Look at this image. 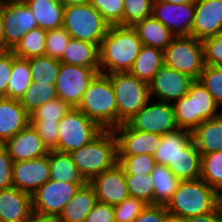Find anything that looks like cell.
I'll use <instances>...</instances> for the list:
<instances>
[{
  "label": "cell",
  "instance_id": "obj_30",
  "mask_svg": "<svg viewBox=\"0 0 222 222\" xmlns=\"http://www.w3.org/2000/svg\"><path fill=\"white\" fill-rule=\"evenodd\" d=\"M48 159L50 164V179L64 183H79L81 186L87 183L78 171L69 153L49 150Z\"/></svg>",
  "mask_w": 222,
  "mask_h": 222
},
{
  "label": "cell",
  "instance_id": "obj_10",
  "mask_svg": "<svg viewBox=\"0 0 222 222\" xmlns=\"http://www.w3.org/2000/svg\"><path fill=\"white\" fill-rule=\"evenodd\" d=\"M80 187L79 183L48 180L31 195L33 214L57 219Z\"/></svg>",
  "mask_w": 222,
  "mask_h": 222
},
{
  "label": "cell",
  "instance_id": "obj_8",
  "mask_svg": "<svg viewBox=\"0 0 222 222\" xmlns=\"http://www.w3.org/2000/svg\"><path fill=\"white\" fill-rule=\"evenodd\" d=\"M164 65L198 80L205 66L203 42L193 36H175L164 50Z\"/></svg>",
  "mask_w": 222,
  "mask_h": 222
},
{
  "label": "cell",
  "instance_id": "obj_36",
  "mask_svg": "<svg viewBox=\"0 0 222 222\" xmlns=\"http://www.w3.org/2000/svg\"><path fill=\"white\" fill-rule=\"evenodd\" d=\"M32 82L55 84L61 62L58 59L43 55L28 59Z\"/></svg>",
  "mask_w": 222,
  "mask_h": 222
},
{
  "label": "cell",
  "instance_id": "obj_49",
  "mask_svg": "<svg viewBox=\"0 0 222 222\" xmlns=\"http://www.w3.org/2000/svg\"><path fill=\"white\" fill-rule=\"evenodd\" d=\"M13 64L12 51H0V97H7V85Z\"/></svg>",
  "mask_w": 222,
  "mask_h": 222
},
{
  "label": "cell",
  "instance_id": "obj_45",
  "mask_svg": "<svg viewBox=\"0 0 222 222\" xmlns=\"http://www.w3.org/2000/svg\"><path fill=\"white\" fill-rule=\"evenodd\" d=\"M148 204L143 200L129 196L114 206L115 222H133Z\"/></svg>",
  "mask_w": 222,
  "mask_h": 222
},
{
  "label": "cell",
  "instance_id": "obj_32",
  "mask_svg": "<svg viewBox=\"0 0 222 222\" xmlns=\"http://www.w3.org/2000/svg\"><path fill=\"white\" fill-rule=\"evenodd\" d=\"M32 83L31 68L26 58L13 53V64L10 80L7 85V98L20 100Z\"/></svg>",
  "mask_w": 222,
  "mask_h": 222
},
{
  "label": "cell",
  "instance_id": "obj_4",
  "mask_svg": "<svg viewBox=\"0 0 222 222\" xmlns=\"http://www.w3.org/2000/svg\"><path fill=\"white\" fill-rule=\"evenodd\" d=\"M76 108L103 130H113L117 127L116 96L110 77L98 73L83 93Z\"/></svg>",
  "mask_w": 222,
  "mask_h": 222
},
{
  "label": "cell",
  "instance_id": "obj_52",
  "mask_svg": "<svg viewBox=\"0 0 222 222\" xmlns=\"http://www.w3.org/2000/svg\"><path fill=\"white\" fill-rule=\"evenodd\" d=\"M189 222H222V211L220 207L207 214L189 218Z\"/></svg>",
  "mask_w": 222,
  "mask_h": 222
},
{
  "label": "cell",
  "instance_id": "obj_35",
  "mask_svg": "<svg viewBox=\"0 0 222 222\" xmlns=\"http://www.w3.org/2000/svg\"><path fill=\"white\" fill-rule=\"evenodd\" d=\"M55 98H57L55 84L32 82L19 102L30 115L40 104L48 103Z\"/></svg>",
  "mask_w": 222,
  "mask_h": 222
},
{
  "label": "cell",
  "instance_id": "obj_27",
  "mask_svg": "<svg viewBox=\"0 0 222 222\" xmlns=\"http://www.w3.org/2000/svg\"><path fill=\"white\" fill-rule=\"evenodd\" d=\"M35 16L38 27L51 30L63 27L64 6L59 0H26Z\"/></svg>",
  "mask_w": 222,
  "mask_h": 222
},
{
  "label": "cell",
  "instance_id": "obj_22",
  "mask_svg": "<svg viewBox=\"0 0 222 222\" xmlns=\"http://www.w3.org/2000/svg\"><path fill=\"white\" fill-rule=\"evenodd\" d=\"M29 124L30 115L19 100L0 97V144H4Z\"/></svg>",
  "mask_w": 222,
  "mask_h": 222
},
{
  "label": "cell",
  "instance_id": "obj_28",
  "mask_svg": "<svg viewBox=\"0 0 222 222\" xmlns=\"http://www.w3.org/2000/svg\"><path fill=\"white\" fill-rule=\"evenodd\" d=\"M59 61L83 67H99V46L71 38Z\"/></svg>",
  "mask_w": 222,
  "mask_h": 222
},
{
  "label": "cell",
  "instance_id": "obj_5",
  "mask_svg": "<svg viewBox=\"0 0 222 222\" xmlns=\"http://www.w3.org/2000/svg\"><path fill=\"white\" fill-rule=\"evenodd\" d=\"M175 121L179 129L192 132L204 120L216 118L222 114L212 95L195 80L186 95L172 102Z\"/></svg>",
  "mask_w": 222,
  "mask_h": 222
},
{
  "label": "cell",
  "instance_id": "obj_19",
  "mask_svg": "<svg viewBox=\"0 0 222 222\" xmlns=\"http://www.w3.org/2000/svg\"><path fill=\"white\" fill-rule=\"evenodd\" d=\"M222 32V0H195L191 36L205 40Z\"/></svg>",
  "mask_w": 222,
  "mask_h": 222
},
{
  "label": "cell",
  "instance_id": "obj_50",
  "mask_svg": "<svg viewBox=\"0 0 222 222\" xmlns=\"http://www.w3.org/2000/svg\"><path fill=\"white\" fill-rule=\"evenodd\" d=\"M167 217L165 205L148 204L133 222H166Z\"/></svg>",
  "mask_w": 222,
  "mask_h": 222
},
{
  "label": "cell",
  "instance_id": "obj_54",
  "mask_svg": "<svg viewBox=\"0 0 222 222\" xmlns=\"http://www.w3.org/2000/svg\"><path fill=\"white\" fill-rule=\"evenodd\" d=\"M26 222H57L55 218L43 217L33 214Z\"/></svg>",
  "mask_w": 222,
  "mask_h": 222
},
{
  "label": "cell",
  "instance_id": "obj_26",
  "mask_svg": "<svg viewBox=\"0 0 222 222\" xmlns=\"http://www.w3.org/2000/svg\"><path fill=\"white\" fill-rule=\"evenodd\" d=\"M132 28L144 46L165 50L174 34L152 15L135 23Z\"/></svg>",
  "mask_w": 222,
  "mask_h": 222
},
{
  "label": "cell",
  "instance_id": "obj_47",
  "mask_svg": "<svg viewBox=\"0 0 222 222\" xmlns=\"http://www.w3.org/2000/svg\"><path fill=\"white\" fill-rule=\"evenodd\" d=\"M49 150L58 151L59 122H30Z\"/></svg>",
  "mask_w": 222,
  "mask_h": 222
},
{
  "label": "cell",
  "instance_id": "obj_48",
  "mask_svg": "<svg viewBox=\"0 0 222 222\" xmlns=\"http://www.w3.org/2000/svg\"><path fill=\"white\" fill-rule=\"evenodd\" d=\"M13 160L3 144H0V190L13 187Z\"/></svg>",
  "mask_w": 222,
  "mask_h": 222
},
{
  "label": "cell",
  "instance_id": "obj_18",
  "mask_svg": "<svg viewBox=\"0 0 222 222\" xmlns=\"http://www.w3.org/2000/svg\"><path fill=\"white\" fill-rule=\"evenodd\" d=\"M89 184L100 203L115 206L130 196L124 170L118 164L94 177Z\"/></svg>",
  "mask_w": 222,
  "mask_h": 222
},
{
  "label": "cell",
  "instance_id": "obj_17",
  "mask_svg": "<svg viewBox=\"0 0 222 222\" xmlns=\"http://www.w3.org/2000/svg\"><path fill=\"white\" fill-rule=\"evenodd\" d=\"M13 187L32 195L50 180L48 155L27 161L13 162Z\"/></svg>",
  "mask_w": 222,
  "mask_h": 222
},
{
  "label": "cell",
  "instance_id": "obj_1",
  "mask_svg": "<svg viewBox=\"0 0 222 222\" xmlns=\"http://www.w3.org/2000/svg\"><path fill=\"white\" fill-rule=\"evenodd\" d=\"M142 46L131 26H109L99 46V73L129 72Z\"/></svg>",
  "mask_w": 222,
  "mask_h": 222
},
{
  "label": "cell",
  "instance_id": "obj_6",
  "mask_svg": "<svg viewBox=\"0 0 222 222\" xmlns=\"http://www.w3.org/2000/svg\"><path fill=\"white\" fill-rule=\"evenodd\" d=\"M113 85L117 104V127L129 121L150 100L149 84L129 72L107 74Z\"/></svg>",
  "mask_w": 222,
  "mask_h": 222
},
{
  "label": "cell",
  "instance_id": "obj_40",
  "mask_svg": "<svg viewBox=\"0 0 222 222\" xmlns=\"http://www.w3.org/2000/svg\"><path fill=\"white\" fill-rule=\"evenodd\" d=\"M129 195L143 200L147 204H154V185L151 174L125 175Z\"/></svg>",
  "mask_w": 222,
  "mask_h": 222
},
{
  "label": "cell",
  "instance_id": "obj_38",
  "mask_svg": "<svg viewBox=\"0 0 222 222\" xmlns=\"http://www.w3.org/2000/svg\"><path fill=\"white\" fill-rule=\"evenodd\" d=\"M71 107L60 98L40 106L30 114V122H59Z\"/></svg>",
  "mask_w": 222,
  "mask_h": 222
},
{
  "label": "cell",
  "instance_id": "obj_59",
  "mask_svg": "<svg viewBox=\"0 0 222 222\" xmlns=\"http://www.w3.org/2000/svg\"><path fill=\"white\" fill-rule=\"evenodd\" d=\"M4 1V0H0ZM26 0H5V2H25Z\"/></svg>",
  "mask_w": 222,
  "mask_h": 222
},
{
  "label": "cell",
  "instance_id": "obj_24",
  "mask_svg": "<svg viewBox=\"0 0 222 222\" xmlns=\"http://www.w3.org/2000/svg\"><path fill=\"white\" fill-rule=\"evenodd\" d=\"M191 133L192 140L201 155L222 151V114L204 120Z\"/></svg>",
  "mask_w": 222,
  "mask_h": 222
},
{
  "label": "cell",
  "instance_id": "obj_51",
  "mask_svg": "<svg viewBox=\"0 0 222 222\" xmlns=\"http://www.w3.org/2000/svg\"><path fill=\"white\" fill-rule=\"evenodd\" d=\"M84 222H115L114 206L97 202Z\"/></svg>",
  "mask_w": 222,
  "mask_h": 222
},
{
  "label": "cell",
  "instance_id": "obj_33",
  "mask_svg": "<svg viewBox=\"0 0 222 222\" xmlns=\"http://www.w3.org/2000/svg\"><path fill=\"white\" fill-rule=\"evenodd\" d=\"M154 185V204L166 205L176 191L179 180L165 165L156 164L151 172Z\"/></svg>",
  "mask_w": 222,
  "mask_h": 222
},
{
  "label": "cell",
  "instance_id": "obj_29",
  "mask_svg": "<svg viewBox=\"0 0 222 222\" xmlns=\"http://www.w3.org/2000/svg\"><path fill=\"white\" fill-rule=\"evenodd\" d=\"M164 65V51L149 46H142L129 73L138 79L150 83L157 70Z\"/></svg>",
  "mask_w": 222,
  "mask_h": 222
},
{
  "label": "cell",
  "instance_id": "obj_58",
  "mask_svg": "<svg viewBox=\"0 0 222 222\" xmlns=\"http://www.w3.org/2000/svg\"><path fill=\"white\" fill-rule=\"evenodd\" d=\"M219 207L222 211V191L219 193Z\"/></svg>",
  "mask_w": 222,
  "mask_h": 222
},
{
  "label": "cell",
  "instance_id": "obj_14",
  "mask_svg": "<svg viewBox=\"0 0 222 222\" xmlns=\"http://www.w3.org/2000/svg\"><path fill=\"white\" fill-rule=\"evenodd\" d=\"M152 16L165 25L174 36H191L195 16V1L172 4L153 0Z\"/></svg>",
  "mask_w": 222,
  "mask_h": 222
},
{
  "label": "cell",
  "instance_id": "obj_43",
  "mask_svg": "<svg viewBox=\"0 0 222 222\" xmlns=\"http://www.w3.org/2000/svg\"><path fill=\"white\" fill-rule=\"evenodd\" d=\"M153 0H124L123 26L135 23L152 15Z\"/></svg>",
  "mask_w": 222,
  "mask_h": 222
},
{
  "label": "cell",
  "instance_id": "obj_7",
  "mask_svg": "<svg viewBox=\"0 0 222 222\" xmlns=\"http://www.w3.org/2000/svg\"><path fill=\"white\" fill-rule=\"evenodd\" d=\"M63 28L73 39L87 41L100 46L109 25L88 2L65 6Z\"/></svg>",
  "mask_w": 222,
  "mask_h": 222
},
{
  "label": "cell",
  "instance_id": "obj_42",
  "mask_svg": "<svg viewBox=\"0 0 222 222\" xmlns=\"http://www.w3.org/2000/svg\"><path fill=\"white\" fill-rule=\"evenodd\" d=\"M198 80L212 95L216 104L222 105V66L205 65Z\"/></svg>",
  "mask_w": 222,
  "mask_h": 222
},
{
  "label": "cell",
  "instance_id": "obj_34",
  "mask_svg": "<svg viewBox=\"0 0 222 222\" xmlns=\"http://www.w3.org/2000/svg\"><path fill=\"white\" fill-rule=\"evenodd\" d=\"M46 33L42 28L30 30L12 50L15 56L30 59L45 55Z\"/></svg>",
  "mask_w": 222,
  "mask_h": 222
},
{
  "label": "cell",
  "instance_id": "obj_11",
  "mask_svg": "<svg viewBox=\"0 0 222 222\" xmlns=\"http://www.w3.org/2000/svg\"><path fill=\"white\" fill-rule=\"evenodd\" d=\"M98 73L99 67H83L61 62L55 81L57 97L71 108H76L83 93Z\"/></svg>",
  "mask_w": 222,
  "mask_h": 222
},
{
  "label": "cell",
  "instance_id": "obj_46",
  "mask_svg": "<svg viewBox=\"0 0 222 222\" xmlns=\"http://www.w3.org/2000/svg\"><path fill=\"white\" fill-rule=\"evenodd\" d=\"M202 42L205 65L222 66V32Z\"/></svg>",
  "mask_w": 222,
  "mask_h": 222
},
{
  "label": "cell",
  "instance_id": "obj_3",
  "mask_svg": "<svg viewBox=\"0 0 222 222\" xmlns=\"http://www.w3.org/2000/svg\"><path fill=\"white\" fill-rule=\"evenodd\" d=\"M165 207L168 213L185 218L207 214L219 207V193L200 178L179 181Z\"/></svg>",
  "mask_w": 222,
  "mask_h": 222
},
{
  "label": "cell",
  "instance_id": "obj_12",
  "mask_svg": "<svg viewBox=\"0 0 222 222\" xmlns=\"http://www.w3.org/2000/svg\"><path fill=\"white\" fill-rule=\"evenodd\" d=\"M132 129L142 132L164 135L178 129L174 108L170 102H161L146 105L126 122Z\"/></svg>",
  "mask_w": 222,
  "mask_h": 222
},
{
  "label": "cell",
  "instance_id": "obj_31",
  "mask_svg": "<svg viewBox=\"0 0 222 222\" xmlns=\"http://www.w3.org/2000/svg\"><path fill=\"white\" fill-rule=\"evenodd\" d=\"M179 181L200 178L201 154L193 140L182 150L170 169Z\"/></svg>",
  "mask_w": 222,
  "mask_h": 222
},
{
  "label": "cell",
  "instance_id": "obj_23",
  "mask_svg": "<svg viewBox=\"0 0 222 222\" xmlns=\"http://www.w3.org/2000/svg\"><path fill=\"white\" fill-rule=\"evenodd\" d=\"M96 203L95 191L89 183H86L64 206L56 220L57 222H84Z\"/></svg>",
  "mask_w": 222,
  "mask_h": 222
},
{
  "label": "cell",
  "instance_id": "obj_13",
  "mask_svg": "<svg viewBox=\"0 0 222 222\" xmlns=\"http://www.w3.org/2000/svg\"><path fill=\"white\" fill-rule=\"evenodd\" d=\"M6 51H12L30 30L38 28L31 9L25 2L1 1Z\"/></svg>",
  "mask_w": 222,
  "mask_h": 222
},
{
  "label": "cell",
  "instance_id": "obj_57",
  "mask_svg": "<svg viewBox=\"0 0 222 222\" xmlns=\"http://www.w3.org/2000/svg\"><path fill=\"white\" fill-rule=\"evenodd\" d=\"M172 4H185V3H191L195 0H161Z\"/></svg>",
  "mask_w": 222,
  "mask_h": 222
},
{
  "label": "cell",
  "instance_id": "obj_25",
  "mask_svg": "<svg viewBox=\"0 0 222 222\" xmlns=\"http://www.w3.org/2000/svg\"><path fill=\"white\" fill-rule=\"evenodd\" d=\"M191 141L192 133L179 128L162 135L160 145L154 154L156 164L171 169L176 158Z\"/></svg>",
  "mask_w": 222,
  "mask_h": 222
},
{
  "label": "cell",
  "instance_id": "obj_15",
  "mask_svg": "<svg viewBox=\"0 0 222 222\" xmlns=\"http://www.w3.org/2000/svg\"><path fill=\"white\" fill-rule=\"evenodd\" d=\"M194 81L189 75L163 65L149 83L150 99L155 94L161 102H174L188 93Z\"/></svg>",
  "mask_w": 222,
  "mask_h": 222
},
{
  "label": "cell",
  "instance_id": "obj_21",
  "mask_svg": "<svg viewBox=\"0 0 222 222\" xmlns=\"http://www.w3.org/2000/svg\"><path fill=\"white\" fill-rule=\"evenodd\" d=\"M32 215L29 193L16 187L0 190V222H26Z\"/></svg>",
  "mask_w": 222,
  "mask_h": 222
},
{
  "label": "cell",
  "instance_id": "obj_39",
  "mask_svg": "<svg viewBox=\"0 0 222 222\" xmlns=\"http://www.w3.org/2000/svg\"><path fill=\"white\" fill-rule=\"evenodd\" d=\"M117 164L124 170L125 175H148L156 165L152 155L142 154L133 156H118Z\"/></svg>",
  "mask_w": 222,
  "mask_h": 222
},
{
  "label": "cell",
  "instance_id": "obj_44",
  "mask_svg": "<svg viewBox=\"0 0 222 222\" xmlns=\"http://www.w3.org/2000/svg\"><path fill=\"white\" fill-rule=\"evenodd\" d=\"M70 39L71 36L63 27L47 30L45 55L60 60Z\"/></svg>",
  "mask_w": 222,
  "mask_h": 222
},
{
  "label": "cell",
  "instance_id": "obj_9",
  "mask_svg": "<svg viewBox=\"0 0 222 222\" xmlns=\"http://www.w3.org/2000/svg\"><path fill=\"white\" fill-rule=\"evenodd\" d=\"M103 129L79 109L71 108L59 121L58 151L71 153L90 143Z\"/></svg>",
  "mask_w": 222,
  "mask_h": 222
},
{
  "label": "cell",
  "instance_id": "obj_55",
  "mask_svg": "<svg viewBox=\"0 0 222 222\" xmlns=\"http://www.w3.org/2000/svg\"><path fill=\"white\" fill-rule=\"evenodd\" d=\"M166 222H189V218L176 216V215L168 213Z\"/></svg>",
  "mask_w": 222,
  "mask_h": 222
},
{
  "label": "cell",
  "instance_id": "obj_37",
  "mask_svg": "<svg viewBox=\"0 0 222 222\" xmlns=\"http://www.w3.org/2000/svg\"><path fill=\"white\" fill-rule=\"evenodd\" d=\"M200 179L218 193L222 191V151L201 155Z\"/></svg>",
  "mask_w": 222,
  "mask_h": 222
},
{
  "label": "cell",
  "instance_id": "obj_56",
  "mask_svg": "<svg viewBox=\"0 0 222 222\" xmlns=\"http://www.w3.org/2000/svg\"><path fill=\"white\" fill-rule=\"evenodd\" d=\"M62 5L68 6V5H75V4H84V3H88L89 0H59Z\"/></svg>",
  "mask_w": 222,
  "mask_h": 222
},
{
  "label": "cell",
  "instance_id": "obj_53",
  "mask_svg": "<svg viewBox=\"0 0 222 222\" xmlns=\"http://www.w3.org/2000/svg\"><path fill=\"white\" fill-rule=\"evenodd\" d=\"M0 51H6L1 1H0Z\"/></svg>",
  "mask_w": 222,
  "mask_h": 222
},
{
  "label": "cell",
  "instance_id": "obj_16",
  "mask_svg": "<svg viewBox=\"0 0 222 222\" xmlns=\"http://www.w3.org/2000/svg\"><path fill=\"white\" fill-rule=\"evenodd\" d=\"M113 132L117 139L118 156H154L162 139V135L132 129L127 123L115 127Z\"/></svg>",
  "mask_w": 222,
  "mask_h": 222
},
{
  "label": "cell",
  "instance_id": "obj_20",
  "mask_svg": "<svg viewBox=\"0 0 222 222\" xmlns=\"http://www.w3.org/2000/svg\"><path fill=\"white\" fill-rule=\"evenodd\" d=\"M13 162L27 161L48 155L49 149L31 124L4 144Z\"/></svg>",
  "mask_w": 222,
  "mask_h": 222
},
{
  "label": "cell",
  "instance_id": "obj_2",
  "mask_svg": "<svg viewBox=\"0 0 222 222\" xmlns=\"http://www.w3.org/2000/svg\"><path fill=\"white\" fill-rule=\"evenodd\" d=\"M78 171L89 183L118 162L117 139L113 130H103L90 143L69 153Z\"/></svg>",
  "mask_w": 222,
  "mask_h": 222
},
{
  "label": "cell",
  "instance_id": "obj_41",
  "mask_svg": "<svg viewBox=\"0 0 222 222\" xmlns=\"http://www.w3.org/2000/svg\"><path fill=\"white\" fill-rule=\"evenodd\" d=\"M109 26H123L124 0H89Z\"/></svg>",
  "mask_w": 222,
  "mask_h": 222
}]
</instances>
